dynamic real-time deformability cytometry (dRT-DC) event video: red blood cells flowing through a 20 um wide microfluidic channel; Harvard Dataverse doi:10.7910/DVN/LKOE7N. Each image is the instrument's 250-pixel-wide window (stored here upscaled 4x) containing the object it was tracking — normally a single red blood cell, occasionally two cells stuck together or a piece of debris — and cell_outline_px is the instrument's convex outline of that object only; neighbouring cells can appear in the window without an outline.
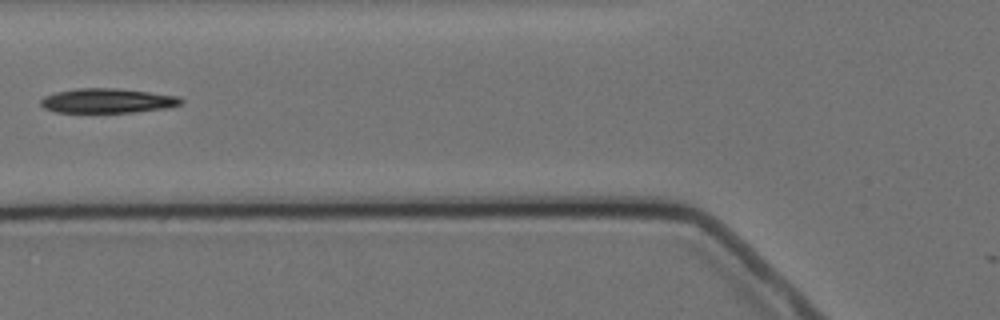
{"species": "Egyptian fruit bat (a non-hibernating species)", "species_latin": "Rousettus aegyptiacus", "temperature_condition": "cold", "stored_images_in_passage": 7, "camera_frame_rate_fps": 3000, "um_per_image_px": 0.085, "animal": {"sex": "female"}, "frame": {"image": 1, "passage_image": 6, "time_ms": 6.333, "image_size_px": [1000, 320], "cell_outline_px": [[184, 100], [180, 104], [168, 108], [132, 112], [56, 112], [44, 108], [40, 104], [40, 100], [44, 96], [56, 92], [80, 88], [116, 88], [180, 96]], "centroid_in_image_um": [9.14, 8.56], "position_along_channel_um": 116.7, "area_um2": 20.0}}
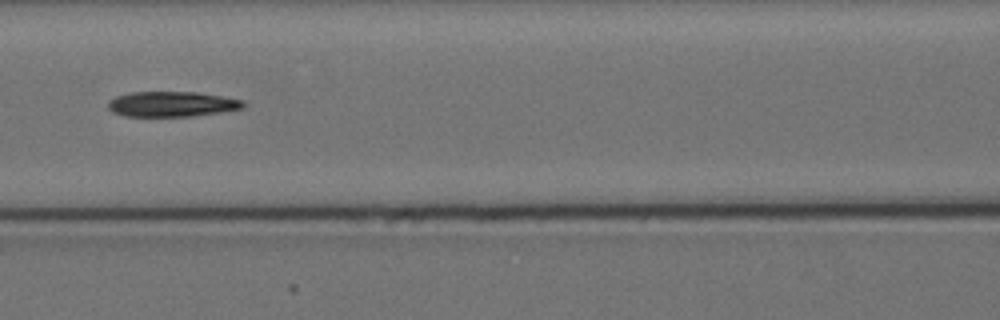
{"frame": {"image": 2, "passage_image": 7, "time_ms": 7.333, "image_size_px": [1000, 320], "cell_outline_px": [[244, 108], [224, 112], [192, 116], [124, 116], [112, 112], [108, 108], [108, 104], [116, 96], [132, 92], [196, 92], [244, 100]], "centroid_in_image_um": [14.63, 8.85], "position_along_channel_um": 152.0, "area_um2": 19.83}}